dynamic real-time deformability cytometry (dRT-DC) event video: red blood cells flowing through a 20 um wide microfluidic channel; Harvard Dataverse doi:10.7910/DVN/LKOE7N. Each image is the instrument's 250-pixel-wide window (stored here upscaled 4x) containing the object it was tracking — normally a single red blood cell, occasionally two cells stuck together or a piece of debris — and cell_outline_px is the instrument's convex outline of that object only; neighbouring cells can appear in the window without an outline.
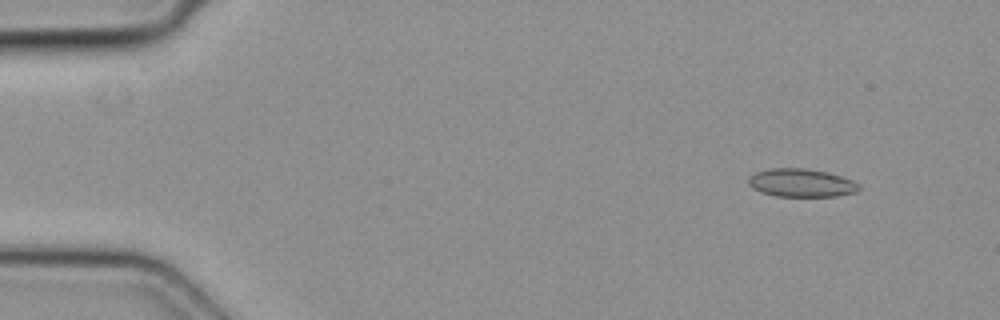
{"species": "common noctule bat (a hibernating species)", "species_latin": "Nyctalus noctula", "temperature_condition": "cold", "stored_images_in_passage": 48, "camera_frame_rate_fps": 3000, "um_per_image_px": 0.085, "animal": {"sex": "female", "body_mass_g": 19.3, "forearm_length_mm": 54.1}, "frame": {"image": 1, "passage_image": 4, "time_ms": 1.0, "image_size_px": [1000, 320], "cell_outline_px": [[860, 188], [856, 192], [836, 196], [776, 196], [760, 192], [752, 188], [748, 184], [748, 180], [756, 172], [768, 168], [804, 168], [828, 172], [852, 180], [860, 184]], "centroid_in_image_um": [68.11, 15.54], "position_along_channel_um": 16.9, "area_um2": 18.15}}
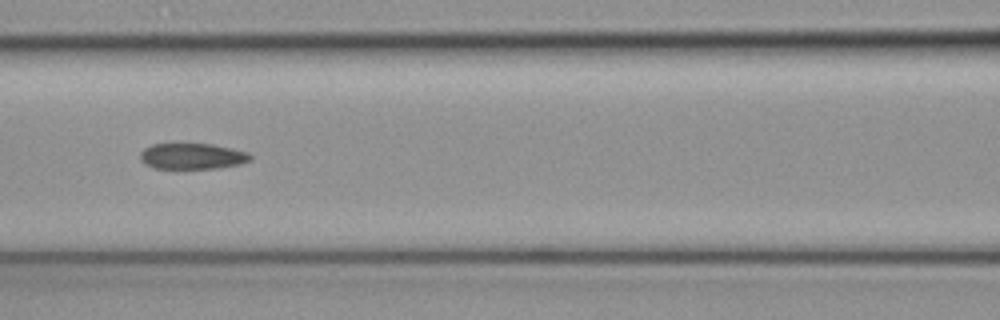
{"frame": {"image": 2, "passage_image": 21, "time_ms": 6.667, "image_size_px": [1000, 320], "cell_outline_px": [[252, 160], [240, 164], [216, 168], [152, 168], [144, 164], [140, 160], [140, 152], [144, 148], [152, 144], [212, 144], [232, 148], [248, 152], [252, 156]], "centroid_in_image_um": [16.33, 13.27], "position_along_channel_um": 150.3, "area_um2": 16.7}}
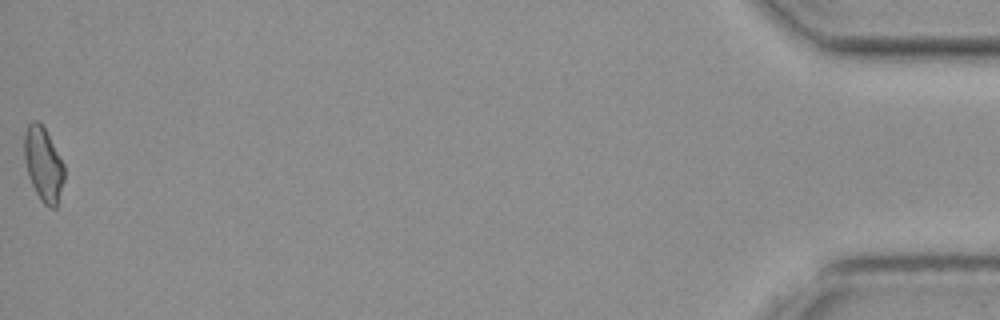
{"frame": {"image": 3, "passage_image": 48, "time_ms": 15.667, "image_size_px": [1000, 320], "cell_outline_px": [[64, 180], [56, 208], [52, 208], [44, 204], [40, 200], [28, 176], [24, 160], [24, 132], [28, 124], [32, 120], [36, 120], [44, 128], [64, 164]], "centroid_in_image_um": [3.67, 13.97], "position_along_channel_um": 431.5, "area_um2": 17.17}}